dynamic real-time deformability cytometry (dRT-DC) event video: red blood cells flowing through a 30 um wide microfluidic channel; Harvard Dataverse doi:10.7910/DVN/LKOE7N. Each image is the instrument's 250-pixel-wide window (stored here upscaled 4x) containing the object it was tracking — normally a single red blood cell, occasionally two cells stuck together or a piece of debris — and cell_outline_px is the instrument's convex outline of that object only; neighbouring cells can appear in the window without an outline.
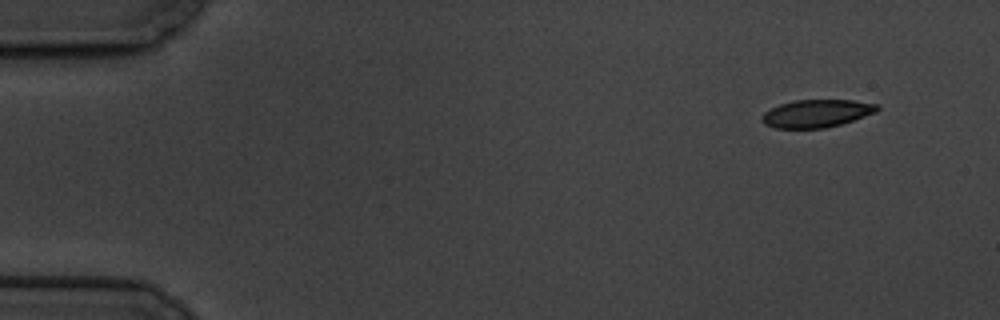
{"species": "common noctule bat (a hibernating species)", "species_latin": "Nyctalus noctula", "temperature_condition": "cold", "stored_images_in_passage": 6, "camera_frame_rate_fps": 3000, "um_per_image_px": 0.085, "animal": {"sex": "male", "body_mass_g": 19.5, "forearm_length_mm": 54.6}, "frame": {"image": 1, "passage_image": 1, "time_ms": 0.0, "image_size_px": [1000, 320], "cell_outline_px": [[880, 108], [876, 112], [840, 124], [824, 128], [776, 128], [764, 124], [760, 120], [764, 112], [780, 104], [796, 100], [852, 100], [880, 104]], "centroid_in_image_um": [69.41, 9.64], "position_along_channel_um": 15.6, "area_um2": 18.55}}
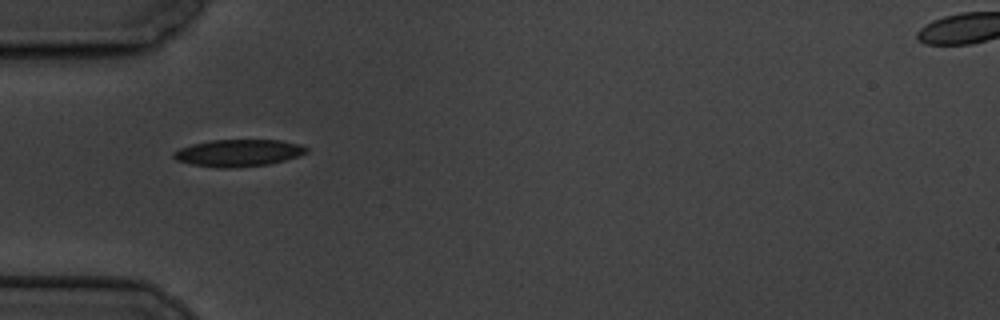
{"frame": {"image": 2, "passage_image": 5, "time_ms": 4.667, "image_size_px": [1000, 320], "cell_outline_px": [[308, 152], [284, 160], [268, 164], [228, 168], [216, 168], [192, 164], [176, 160], [172, 156], [172, 152], [180, 148], [192, 144], [212, 140], [280, 140], [300, 144], [308, 148]], "centroid_in_image_um": [20.23, 12.99], "position_along_channel_um": 64.8, "area_um2": 20.81}}
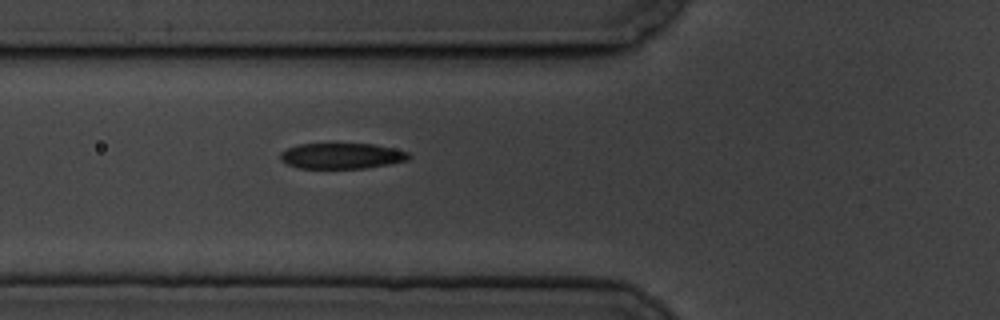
{"frame": {"image": 3, "passage_image": 6, "time_ms": 5.667, "image_size_px": [1000, 320], "cell_outline_px": [[412, 156], [408, 160], [388, 164], [364, 168], [296, 168], [280, 160], [280, 152], [296, 144], [372, 144], [392, 148], [408, 152]], "centroid_in_image_um": [29.02, 13.25], "position_along_channel_um": 96.8, "area_um2": 19.19}}